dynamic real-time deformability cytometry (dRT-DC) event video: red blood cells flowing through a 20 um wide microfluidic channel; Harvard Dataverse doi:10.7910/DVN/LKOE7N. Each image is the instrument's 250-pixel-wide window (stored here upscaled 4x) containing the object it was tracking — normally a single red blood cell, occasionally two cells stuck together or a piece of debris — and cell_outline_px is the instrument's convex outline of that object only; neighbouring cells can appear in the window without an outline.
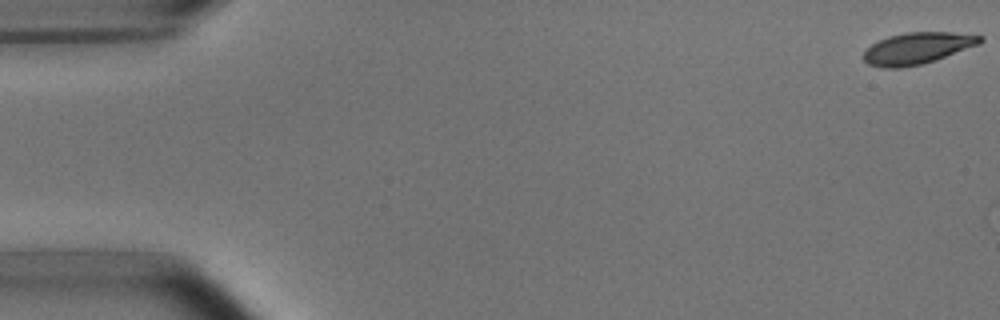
{"species": "common noctule bat (a hibernating species)", "species_latin": "Nyctalus noctula", "temperature_condition": "room temperature", "stored_images_in_passage": 11, "camera_frame_rate_fps": 3000, "um_per_image_px": 0.085, "animal": {"sex": "male", "body_mass_g": 15.6}, "frame": {"image": 1, "passage_image": 1, "time_ms": 0.0, "image_size_px": [1000, 320], "cell_outline_px": [[984, 40], [980, 44], [936, 60], [920, 64], [900, 68], [884, 68], [868, 64], [864, 60], [864, 52], [872, 44], [888, 36], [904, 32], [952, 32], [984, 36]], "centroid_in_image_um": [78.0, 4.09], "position_along_channel_um": 7.0, "area_um2": 21.44}}